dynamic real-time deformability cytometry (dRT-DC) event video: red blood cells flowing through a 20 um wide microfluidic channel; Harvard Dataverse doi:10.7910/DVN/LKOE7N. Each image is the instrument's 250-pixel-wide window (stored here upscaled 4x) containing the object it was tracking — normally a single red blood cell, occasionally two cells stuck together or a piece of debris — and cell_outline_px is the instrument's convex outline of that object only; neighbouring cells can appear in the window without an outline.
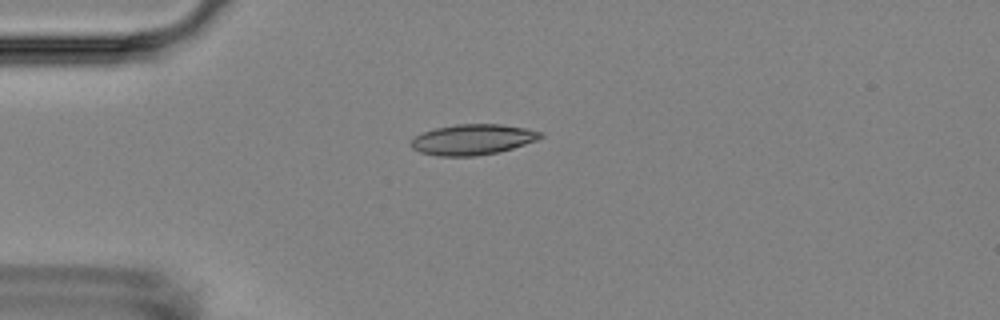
{"species": "Egyptian fruit bat (a non-hibernating species)", "species_latin": "Rousettus aegyptiacus", "temperature_condition": "room temperature", "stored_images_in_passage": 5, "camera_frame_rate_fps": 3000, "um_per_image_px": 0.085, "animal": {"sex": "female"}, "frame": {"image": 1, "passage_image": 4, "time_ms": 3.333, "image_size_px": [1000, 320], "cell_outline_px": [[544, 136], [536, 140], [500, 152], [472, 156], [440, 156], [420, 152], [412, 148], [408, 144], [416, 136], [424, 132], [436, 128], [456, 124], [500, 124], [524, 128], [544, 132]], "centroid_in_image_um": [40.18, 11.86], "position_along_channel_um": 44.8, "area_um2": 22.95}}